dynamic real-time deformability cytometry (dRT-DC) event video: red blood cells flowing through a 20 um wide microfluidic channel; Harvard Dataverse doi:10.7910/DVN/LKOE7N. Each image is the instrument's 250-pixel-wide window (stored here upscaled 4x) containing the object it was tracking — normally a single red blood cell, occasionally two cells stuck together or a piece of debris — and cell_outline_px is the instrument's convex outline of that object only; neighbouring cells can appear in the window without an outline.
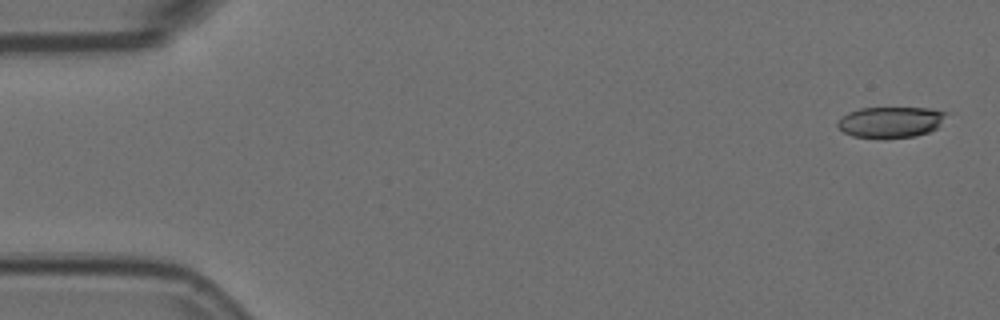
{"species": "Egyptian fruit bat (a non-hibernating species)", "species_latin": "Rousettus aegyptiacus", "temperature_condition": "room temperature", "stored_images_in_passage": 5, "camera_frame_rate_fps": 3000, "um_per_image_px": 0.085, "animal": {"sex": "female"}, "frame": {"image": 1, "passage_image": 1, "time_ms": 0.0, "image_size_px": [1000, 320], "cell_outline_px": [[948, 112], [936, 128], [928, 132], [916, 136], [852, 136], [844, 132], [836, 124], [836, 120], [848, 112], [860, 108], [932, 108]], "centroid_in_image_um": [75.69, 10.34], "position_along_channel_um": 9.3, "area_um2": 19.07}}
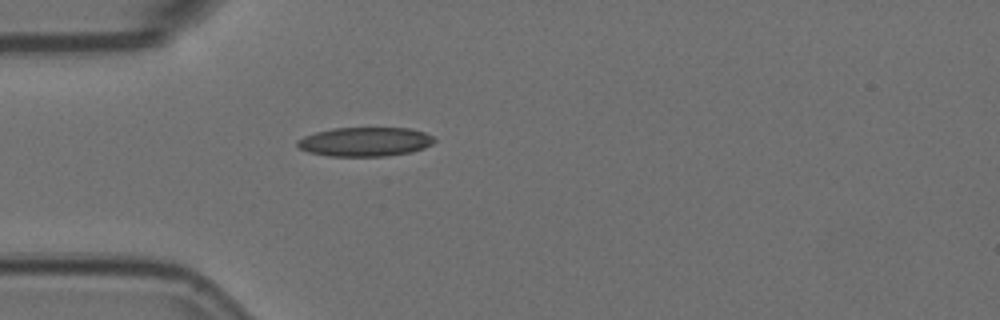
{"frame": {"image": 2, "passage_image": 5, "time_ms": 1.333, "image_size_px": [1000, 320], "cell_outline_px": [[436, 140], [432, 144], [424, 148], [412, 152], [384, 156], [328, 156], [308, 152], [300, 148], [296, 144], [296, 140], [304, 136], [316, 132], [332, 128], [408, 128], [424, 132], [432, 136]], "centroid_in_image_um": [31.02, 12.05], "position_along_channel_um": 54.0, "area_um2": 23.29}}